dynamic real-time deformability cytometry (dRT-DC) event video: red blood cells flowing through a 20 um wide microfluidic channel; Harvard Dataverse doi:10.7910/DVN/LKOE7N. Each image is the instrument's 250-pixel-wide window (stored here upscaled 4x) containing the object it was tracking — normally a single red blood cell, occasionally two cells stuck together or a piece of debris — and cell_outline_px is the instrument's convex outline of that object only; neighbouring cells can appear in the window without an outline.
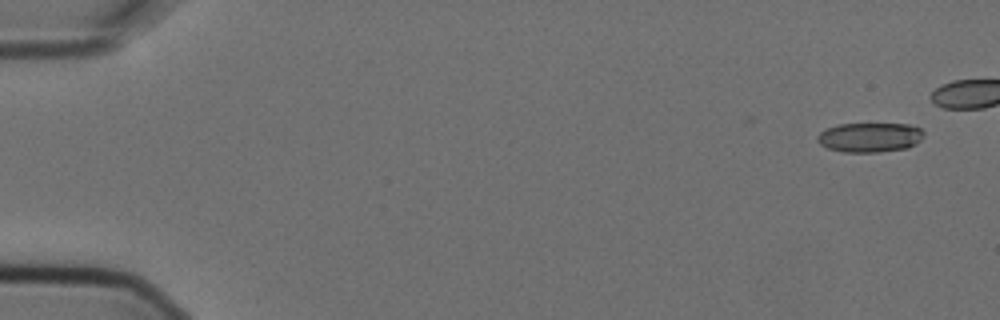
{"species": "Egyptian fruit bat (a non-hibernating species)", "species_latin": "Rousettus aegyptiacus", "temperature_condition": "cold", "stored_images_in_passage": 6, "camera_frame_rate_fps": 3000, "um_per_image_px": 0.085, "animal": {"sex": "female"}, "frame": {"image": 1, "passage_image": 1, "time_ms": 0.0, "image_size_px": [1000, 320], "cell_outline_px": [[924, 136], [916, 144], [908, 148], [880, 152], [844, 152], [828, 148], [820, 144], [816, 140], [816, 136], [820, 132], [836, 124], [908, 124], [920, 128], [924, 132]], "centroid_in_image_um": [73.94, 11.68], "position_along_channel_um": 11.1, "area_um2": 18.44}}